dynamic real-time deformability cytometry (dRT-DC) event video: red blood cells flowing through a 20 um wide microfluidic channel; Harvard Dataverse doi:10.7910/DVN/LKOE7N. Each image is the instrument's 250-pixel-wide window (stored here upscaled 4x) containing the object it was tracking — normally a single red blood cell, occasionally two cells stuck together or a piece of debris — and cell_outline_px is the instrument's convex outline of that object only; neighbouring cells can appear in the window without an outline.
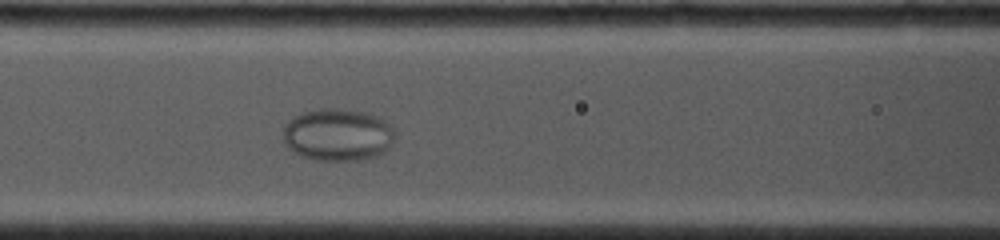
{"species": "common noctule bat (a hibernating species)", "species_latin": "Nyctalus noctula", "temperature_condition": "cold", "stored_images_in_passage": 39, "camera_frame_rate_fps": 4500, "um_per_image_px": 0.085, "animal": {"sex": "female", "body_mass_g": 19.0, "forearm_length_mm": 53.3}, "frame": {"image": 1, "passage_image": 12, "time_ms": 3.778, "image_size_px": [1000, 240], "cell_outline_px": [[396, 132], [388, 148], [384, 152], [376, 156], [364, 160], [316, 160], [300, 156], [292, 152], [284, 144], [284, 124], [292, 116], [304, 112], [320, 108], [336, 108], [368, 112], [384, 120]], "centroid_in_image_um": [28.68, 11.45], "position_along_channel_um": 137.9, "area_um2": 34.45}}